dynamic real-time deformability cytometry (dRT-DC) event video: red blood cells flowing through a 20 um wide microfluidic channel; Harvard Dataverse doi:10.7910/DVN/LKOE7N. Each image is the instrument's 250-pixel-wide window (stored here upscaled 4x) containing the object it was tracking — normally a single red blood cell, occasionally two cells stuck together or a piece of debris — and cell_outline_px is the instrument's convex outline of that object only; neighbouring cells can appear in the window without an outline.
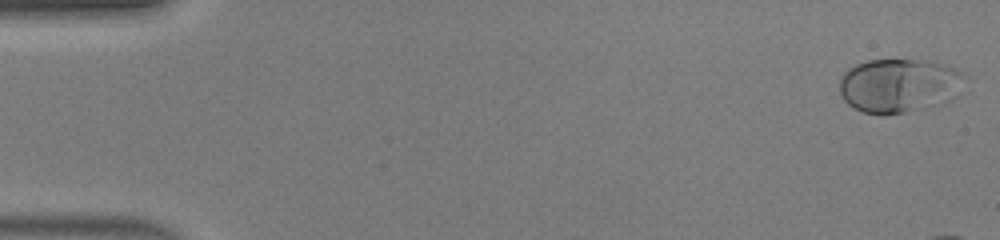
{"species": "human", "species_latin": "Homo sapiens", "temperature_condition": "warm", "stored_images_in_passage": 16, "camera_frame_rate_fps": 3000, "um_per_image_px": 0.085, "donor": {"sex": "male"}, "frame": {"image": 1, "passage_image": 1, "time_ms": 0.0, "image_size_px": [1000, 240], "cell_outline_px": [[964, 76], [956, 96], [952, 100], [904, 112], [884, 116], [880, 116], [864, 112], [848, 104], [844, 100], [840, 92], [840, 76], [848, 68], [856, 64], [868, 60], [932, 60], [948, 64], [956, 68]], "centroid_in_image_um": [76.4, 7.25], "position_along_channel_um": 8.6, "area_um2": 39.54}}
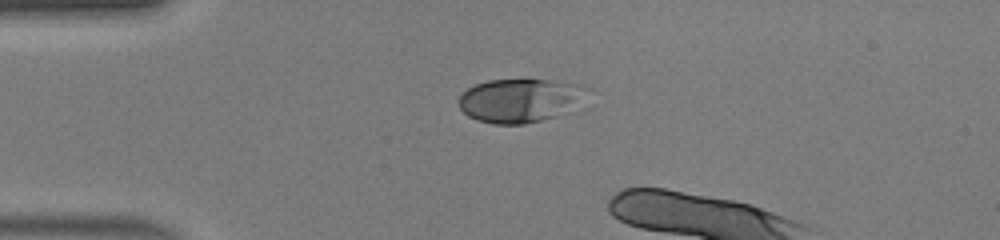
{"frame": {"image": 2, "passage_image": 12, "time_ms": 3.667, "image_size_px": [1000, 240], "cell_outline_px": [[592, 88], [556, 116], [524, 124], [492, 124], [476, 120], [468, 116], [460, 108], [460, 92], [476, 84], [488, 80], [552, 80], [584, 84]], "centroid_in_image_um": [44.12, 8.52], "position_along_channel_um": 40.9, "area_um2": 32.14}}